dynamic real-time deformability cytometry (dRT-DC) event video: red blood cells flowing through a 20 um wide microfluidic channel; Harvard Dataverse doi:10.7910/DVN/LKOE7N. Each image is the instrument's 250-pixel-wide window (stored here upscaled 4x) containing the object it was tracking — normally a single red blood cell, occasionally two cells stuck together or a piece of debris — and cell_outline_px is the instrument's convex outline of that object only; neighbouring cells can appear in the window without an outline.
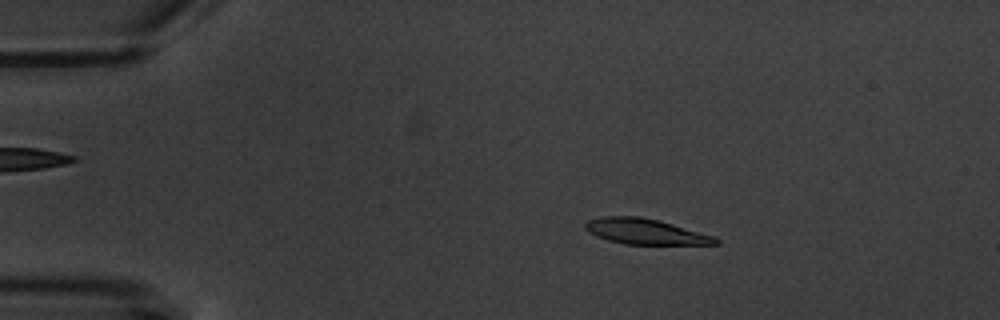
{"species": "common noctule bat (a hibernating species)", "species_latin": "Nyctalus noctula", "temperature_condition": "warm", "stored_images_in_passage": 5, "camera_frame_rate_fps": 3000, "um_per_image_px": 0.085, "animal": {"sex": "male", "body_mass_g": 20.1, "forearm_length_mm": 53.5}, "frame": {"image": 1, "passage_image": 2, "time_ms": 2.0, "image_size_px": [1000, 320], "cell_outline_px": [[720, 244], [624, 244], [608, 240], [596, 236], [588, 232], [584, 228], [584, 224], [588, 220], [600, 216], [640, 216], [660, 220], [712, 236], [720, 240]], "centroid_in_image_um": [54.79, 19.67], "position_along_channel_um": 30.2, "area_um2": 19.36}}
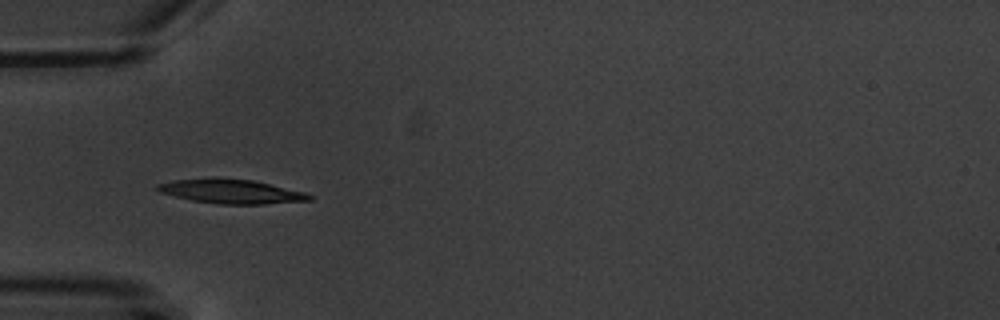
{"frame": {"image": 2, "passage_image": 4, "time_ms": 4.667, "image_size_px": [1000, 320], "cell_outline_px": [[312, 200], [264, 204], [216, 204], [192, 200], [160, 192], [156, 188], [156, 184], [172, 180], [216, 176], [252, 180], [304, 192], [312, 196]], "centroid_in_image_um": [19.6, 16.25], "position_along_channel_um": 65.4, "area_um2": 21.62}}